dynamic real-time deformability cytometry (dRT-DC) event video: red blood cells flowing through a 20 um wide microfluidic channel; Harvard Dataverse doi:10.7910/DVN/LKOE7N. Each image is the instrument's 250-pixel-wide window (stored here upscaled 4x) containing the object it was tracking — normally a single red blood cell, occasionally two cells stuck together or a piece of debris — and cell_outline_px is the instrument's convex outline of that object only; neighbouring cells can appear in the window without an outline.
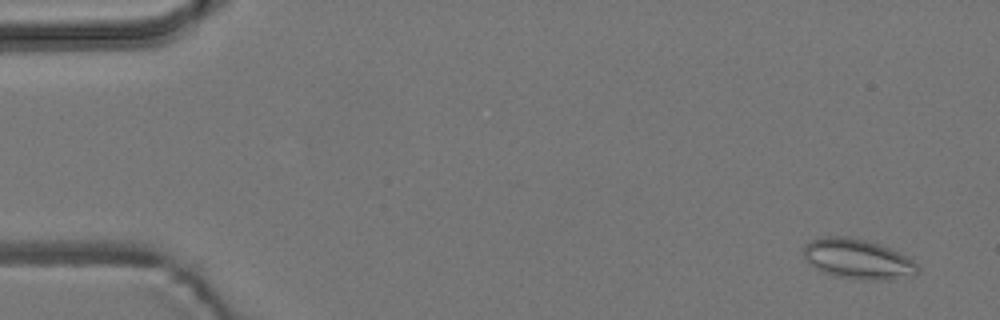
{"species": "common noctule bat (a hibernating species)", "species_latin": "Nyctalus noctula", "temperature_condition": "room temperature", "stored_images_in_passage": 4, "camera_frame_rate_fps": 3000, "um_per_image_px": 0.085, "animal": {"sex": "male", "body_mass_g": 19.2, "forearm_length_mm": 51.8}, "frame": {"image": 1, "passage_image": 1, "time_ms": 0.0, "image_size_px": [1000, 320], "cell_outline_px": [[920, 272], [892, 280], [872, 280], [836, 276], [824, 272], [816, 268], [804, 256], [804, 244], [812, 240], [824, 236], [848, 236], [880, 244], [912, 260], [920, 268]], "centroid_in_image_um": [72.91, 22.01], "position_along_channel_um": 12.1, "area_um2": 26.13}}